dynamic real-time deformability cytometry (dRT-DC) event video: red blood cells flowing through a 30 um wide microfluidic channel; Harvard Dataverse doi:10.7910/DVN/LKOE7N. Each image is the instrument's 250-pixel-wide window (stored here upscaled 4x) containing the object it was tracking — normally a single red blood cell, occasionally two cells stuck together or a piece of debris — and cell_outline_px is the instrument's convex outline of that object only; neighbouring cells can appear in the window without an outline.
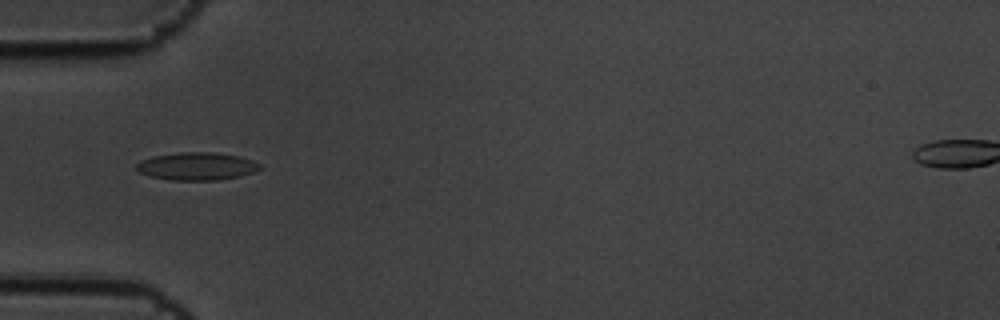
{"species": "common noctule bat (a hibernating species)", "species_latin": "Nyctalus noctula", "temperature_condition": "cold", "stored_images_in_passage": 3, "camera_frame_rate_fps": 3000, "um_per_image_px": 0.085, "animal": {"sex": "male", "body_mass_g": 19.5, "forearm_length_mm": 54.6}, "frame": {"image": 1, "passage_image": 1, "time_ms": 0.0, "image_size_px": [1000, 320], "cell_outline_px": [[264, 168], [240, 176], [216, 180], [168, 180], [152, 176], [140, 172], [136, 168], [136, 164], [140, 160], [152, 156], [180, 152], [216, 152], [236, 156], [252, 160], [260, 164]], "centroid_in_image_um": [16.72, 14.13], "position_along_channel_um": 68.3, "area_um2": 19.94}}
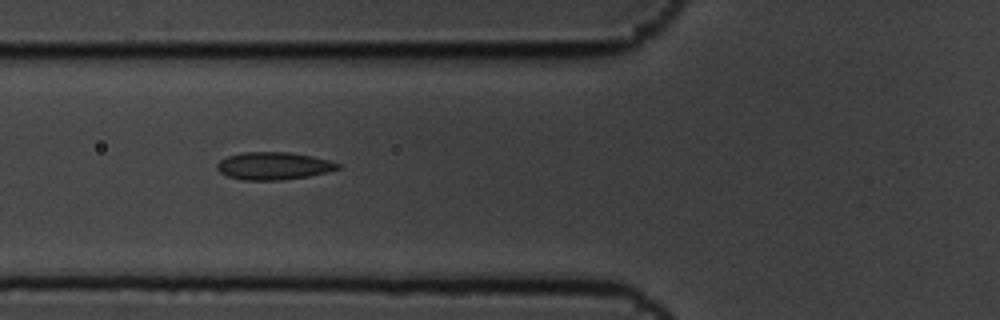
{"frame": {"image": 2, "passage_image": 2, "time_ms": 0.333, "image_size_px": [1000, 320], "cell_outline_px": [[340, 168], [328, 172], [308, 176], [280, 180], [244, 180], [228, 176], [220, 172], [216, 168], [216, 164], [220, 160], [228, 156], [240, 152], [288, 152], [312, 156], [328, 160], [340, 164]], "centroid_in_image_um": [23.24, 14.1], "position_along_channel_um": 102.6, "area_um2": 19.36}}
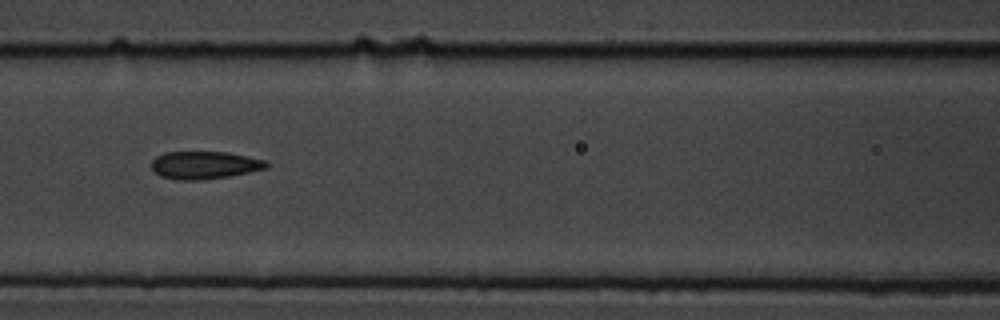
{"frame": {"image": 3, "passage_image": 3, "time_ms": 0.667, "image_size_px": [1000, 320], "cell_outline_px": [[268, 168], [228, 176], [200, 180], [180, 180], [160, 176], [152, 168], [152, 160], [156, 156], [164, 152], [228, 152], [264, 160], [268, 164]], "centroid_in_image_um": [17.36, 14.03], "position_along_channel_um": 149.2, "area_um2": 18.38}}